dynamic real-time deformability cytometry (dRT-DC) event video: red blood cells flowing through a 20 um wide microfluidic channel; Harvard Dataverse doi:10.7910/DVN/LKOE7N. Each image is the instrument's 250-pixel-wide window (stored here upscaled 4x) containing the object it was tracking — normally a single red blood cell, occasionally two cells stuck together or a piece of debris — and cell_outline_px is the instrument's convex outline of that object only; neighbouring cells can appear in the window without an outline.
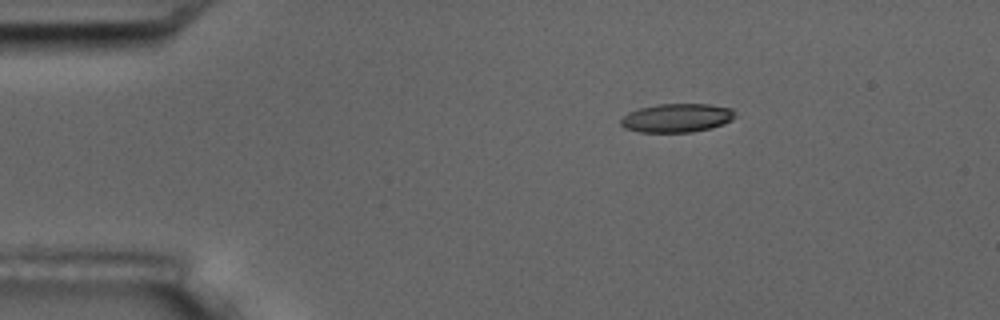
{"species": "common noctule bat (a hibernating species)", "species_latin": "Nyctalus noctula", "temperature_condition": "room temperature", "stored_images_in_passage": 3, "camera_frame_rate_fps": 3000, "um_per_image_px": 0.085, "animal": {"sex": "male", "body_mass_g": 17.5, "forearm_length_mm": 52.3}, "frame": {"image": 1, "passage_image": 1, "time_ms": 0.0, "image_size_px": [1000, 320], "cell_outline_px": [[736, 116], [732, 120], [724, 124], [712, 128], [692, 132], [640, 132], [624, 128], [620, 124], [620, 120], [628, 112], [640, 108], [660, 104], [708, 104], [732, 108], [736, 112]], "centroid_in_image_um": [57.56, 10.03], "position_along_channel_um": 27.4, "area_um2": 19.25}}